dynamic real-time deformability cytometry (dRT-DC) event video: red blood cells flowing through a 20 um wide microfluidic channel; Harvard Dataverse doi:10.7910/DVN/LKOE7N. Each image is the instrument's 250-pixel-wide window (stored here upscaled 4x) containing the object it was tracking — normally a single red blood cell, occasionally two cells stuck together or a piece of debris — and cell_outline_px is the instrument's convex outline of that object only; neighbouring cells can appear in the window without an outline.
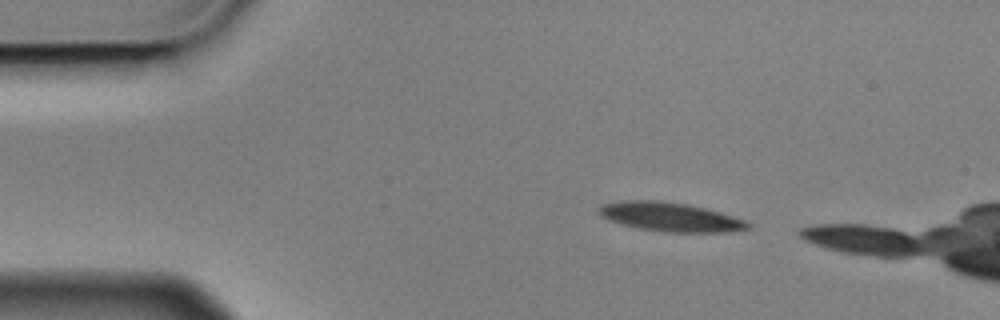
{"species": "Egyptian fruit bat (a non-hibernating species)", "species_latin": "Rousettus aegyptiacus", "temperature_condition": "cold", "stored_images_in_passage": 4, "camera_frame_rate_fps": 3000, "um_per_image_px": 0.085, "animal": {"sex": "male"}, "frame": {"image": 1, "passage_image": 1, "time_ms": 0.0, "image_size_px": [1000, 320], "cell_outline_px": [[752, 228], [732, 232], [664, 232], [640, 228], [608, 220], [600, 216], [600, 208], [604, 204], [620, 200], [660, 200], [688, 204], [708, 208], [744, 220], [752, 224]], "centroid_in_image_um": [57.03, 18.43], "position_along_channel_um": 28.0, "area_um2": 25.26}}